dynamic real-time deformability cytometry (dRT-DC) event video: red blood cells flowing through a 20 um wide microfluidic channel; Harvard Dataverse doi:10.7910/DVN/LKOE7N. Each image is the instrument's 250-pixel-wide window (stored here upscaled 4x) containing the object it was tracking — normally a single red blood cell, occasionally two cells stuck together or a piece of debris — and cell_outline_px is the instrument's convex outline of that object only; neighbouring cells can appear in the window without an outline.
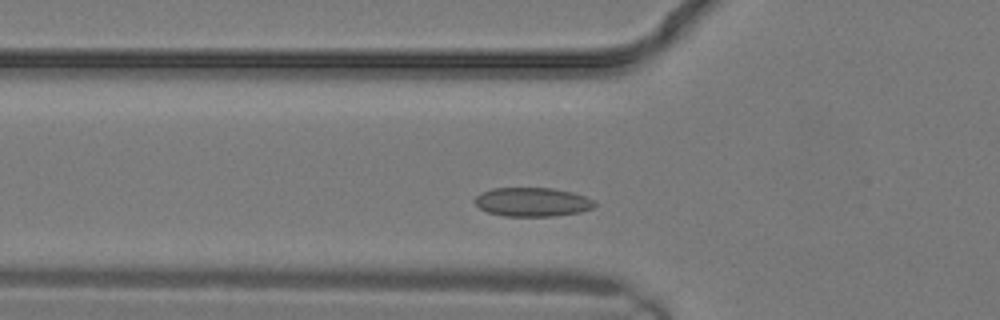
{"species": "common noctule bat (a hibernating species)", "species_latin": "Nyctalus noctula", "temperature_condition": "warm", "stored_images_in_passage": 8, "camera_frame_rate_fps": 3000, "um_per_image_px": 0.085, "animal": {"sex": "male", "body_mass_g": 19.2, "forearm_length_mm": 51.8}, "frame": {"image": 1, "passage_image": 4, "time_ms": 1.0, "image_size_px": [1000, 320], "cell_outline_px": [[596, 204], [592, 208], [580, 212], [556, 216], [504, 216], [488, 212], [480, 208], [476, 204], [476, 196], [480, 192], [492, 188], [552, 188], [572, 192], [584, 196], [592, 200]], "centroid_in_image_um": [45.24, 17.17], "position_along_channel_um": 80.6, "area_um2": 20.11}}
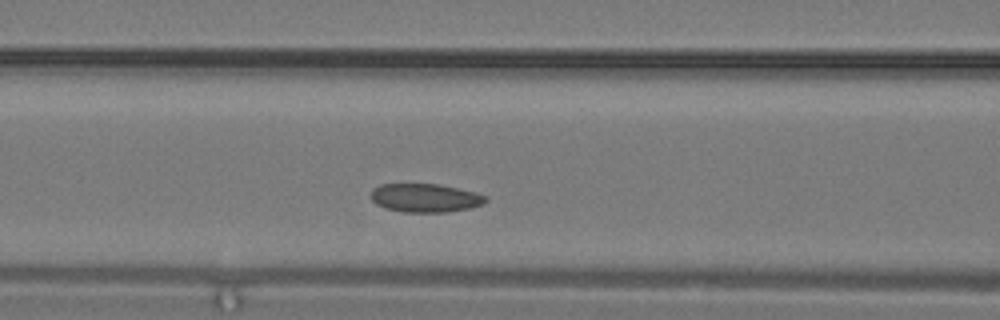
{"frame": {"image": 2, "passage_image": 6, "time_ms": 1.667, "image_size_px": [1000, 320], "cell_outline_px": [[488, 200], [484, 204], [468, 208], [448, 212], [404, 212], [384, 208], [376, 204], [372, 200], [372, 188], [380, 184], [436, 184], [476, 192], [488, 196]], "centroid_in_image_um": [36.15, 16.82], "position_along_channel_um": 130.4, "area_um2": 19.13}}
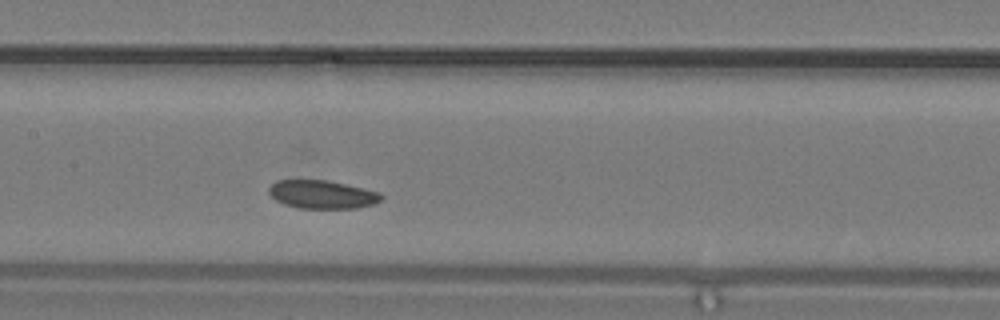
{"frame": {"image": 3, "passage_image": 8, "time_ms": 2.333, "image_size_px": [1000, 320], "cell_outline_px": [[384, 196], [380, 200], [372, 204], [356, 208], [300, 208], [284, 204], [276, 200], [268, 192], [268, 188], [276, 180], [324, 180], [344, 184], [380, 192]], "centroid_in_image_um": [27.36, 16.53], "position_along_channel_um": 180.0, "area_um2": 18.32}}